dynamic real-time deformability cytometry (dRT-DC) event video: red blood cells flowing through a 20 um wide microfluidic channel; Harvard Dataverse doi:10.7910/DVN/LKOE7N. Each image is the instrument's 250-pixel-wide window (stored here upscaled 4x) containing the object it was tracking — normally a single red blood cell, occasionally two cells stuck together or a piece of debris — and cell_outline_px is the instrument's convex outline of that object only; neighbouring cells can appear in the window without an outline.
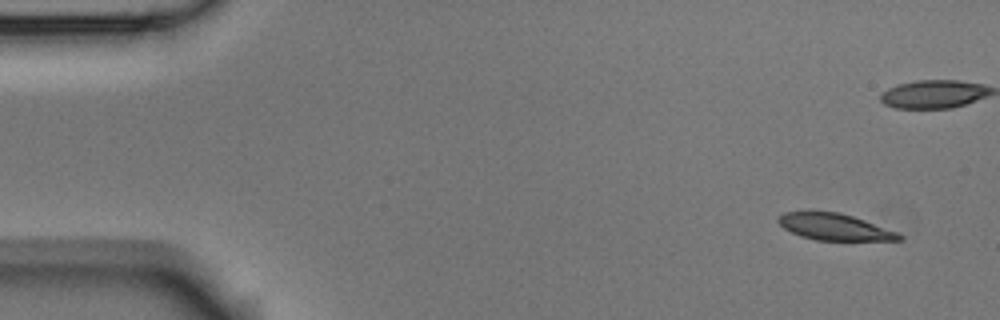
{"species": "Egyptian fruit bat (a non-hibernating species)", "species_latin": "Rousettus aegyptiacus", "temperature_condition": "room temperature", "stored_images_in_passage": 15, "camera_frame_rate_fps": 3000, "um_per_image_px": 0.085, "animal": {"sex": "male"}, "frame": {"image": 1, "passage_image": 1, "time_ms": 0.0, "image_size_px": [1000, 320], "cell_outline_px": [[904, 240], [816, 240], [800, 236], [784, 228], [776, 220], [776, 216], [784, 212], [808, 208], [836, 212], [852, 216], [864, 220], [896, 232], [904, 236]], "centroid_in_image_um": [70.82, 19.24], "position_along_channel_um": 14.2, "area_um2": 19.19}}